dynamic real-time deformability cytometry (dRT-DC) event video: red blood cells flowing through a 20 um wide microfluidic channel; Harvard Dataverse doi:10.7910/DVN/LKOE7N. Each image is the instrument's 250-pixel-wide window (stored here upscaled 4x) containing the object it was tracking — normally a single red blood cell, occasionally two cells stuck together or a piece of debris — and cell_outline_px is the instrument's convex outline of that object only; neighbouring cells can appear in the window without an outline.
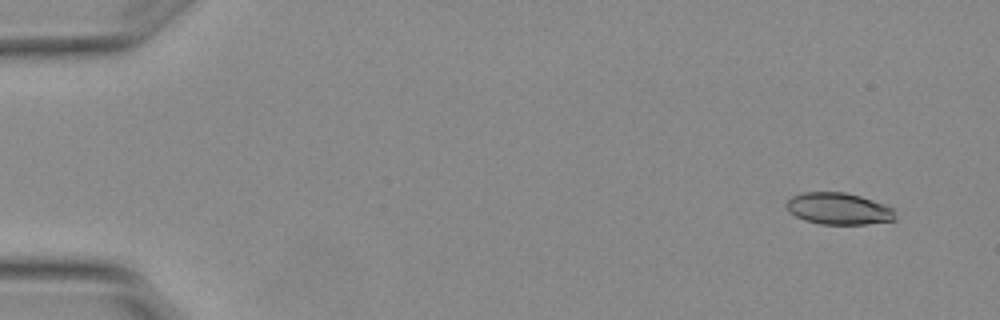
{"species": "Egyptian fruit bat (a non-hibernating species)", "species_latin": "Rousettus aegyptiacus", "temperature_condition": "warm", "stored_images_in_passage": 5, "camera_frame_rate_fps": 3000, "um_per_image_px": 0.085, "animal": {"sex": "female"}, "frame": {"image": 1, "passage_image": 1, "time_ms": 0.0, "image_size_px": [1000, 320], "cell_outline_px": [[896, 220], [864, 224], [820, 224], [804, 220], [796, 216], [788, 208], [788, 200], [792, 196], [804, 192], [844, 192], [860, 196], [884, 204], [892, 208]], "centroid_in_image_um": [71.3, 17.74], "position_along_channel_um": 13.7, "area_um2": 19.83}}
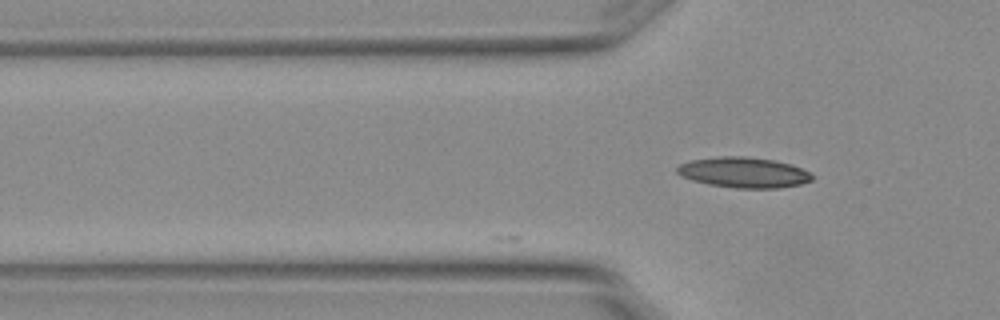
{"frame": {"image": 2, "passage_image": 5, "time_ms": 1.333, "image_size_px": [1000, 320], "cell_outline_px": [[816, 176], [812, 180], [800, 184], [780, 188], [736, 188], [708, 184], [692, 180], [680, 176], [676, 172], [676, 168], [680, 164], [692, 160], [720, 156], [744, 156], [772, 160], [792, 164]], "centroid_in_image_um": [63.21, 14.66], "position_along_channel_um": 62.6, "area_um2": 23.99}}